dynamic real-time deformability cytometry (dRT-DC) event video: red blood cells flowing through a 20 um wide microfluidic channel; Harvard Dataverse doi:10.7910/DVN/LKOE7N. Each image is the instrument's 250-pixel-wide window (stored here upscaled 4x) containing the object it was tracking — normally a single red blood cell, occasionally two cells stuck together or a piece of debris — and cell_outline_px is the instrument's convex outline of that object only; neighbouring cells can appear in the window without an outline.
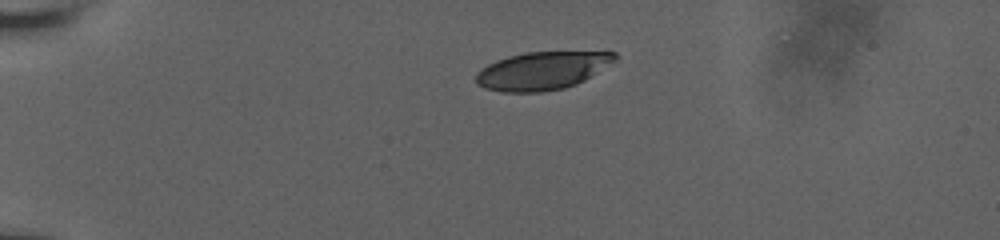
{"species": "human", "species_latin": "Homo sapiens", "temperature_condition": "room temperature", "stored_images_in_passage": 27, "camera_frame_rate_fps": 3000, "um_per_image_px": 0.085, "donor": {"sex": "male"}, "frame": {"image": 1, "passage_image": 1, "time_ms": 0.0, "image_size_px": [1000, 240], "cell_outline_px": [[616, 60], [584, 80], [576, 84], [564, 88], [540, 92], [504, 92], [484, 88], [476, 84], [476, 72], [488, 64], [496, 60], [508, 56], [528, 52], [616, 52]], "centroid_in_image_um": [46.05, 6.01], "position_along_channel_um": 39.0, "area_um2": 30.52}}
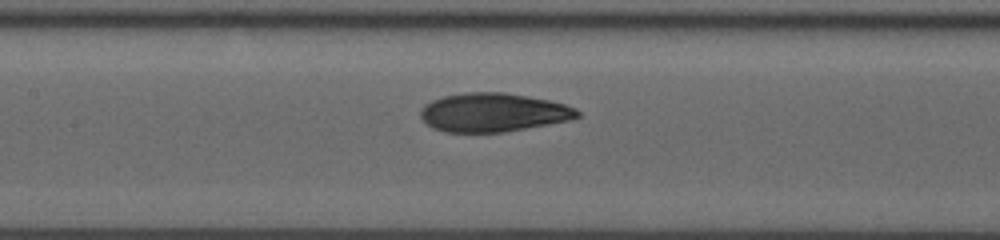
{"frame": {"image": 2, "passage_image": 16, "time_ms": 5.0, "image_size_px": [1000, 240], "cell_outline_px": [[580, 116], [572, 120], [504, 132], [444, 132], [432, 128], [420, 116], [420, 108], [424, 104], [432, 100], [444, 96], [464, 92], [504, 92], [528, 96], [548, 100], [564, 104], [576, 108], [580, 112]], "centroid_in_image_um": [41.92, 9.55], "position_along_channel_um": 165.5, "area_um2": 35.55}}
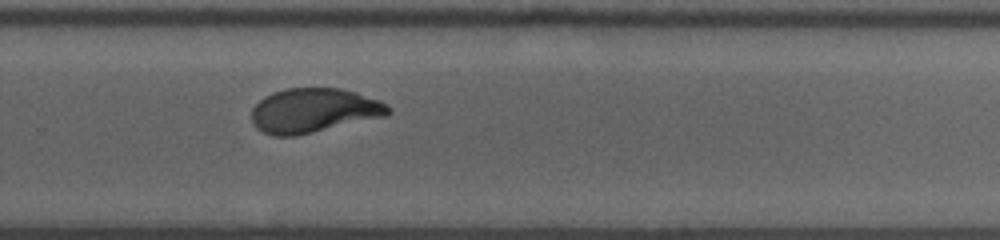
{"frame": {"image": 3, "passage_image": 27, "time_ms": 8.667, "image_size_px": [1000, 240], "cell_outline_px": [[392, 112], [384, 116], [296, 136], [272, 136], [256, 128], [252, 120], [252, 108], [264, 96], [272, 92], [288, 88], [340, 88], [356, 92], [380, 100], [388, 104], [392, 108]], "centroid_in_image_um": [26.67, 9.39], "position_along_channel_um": 303.1, "area_um2": 35.37}}